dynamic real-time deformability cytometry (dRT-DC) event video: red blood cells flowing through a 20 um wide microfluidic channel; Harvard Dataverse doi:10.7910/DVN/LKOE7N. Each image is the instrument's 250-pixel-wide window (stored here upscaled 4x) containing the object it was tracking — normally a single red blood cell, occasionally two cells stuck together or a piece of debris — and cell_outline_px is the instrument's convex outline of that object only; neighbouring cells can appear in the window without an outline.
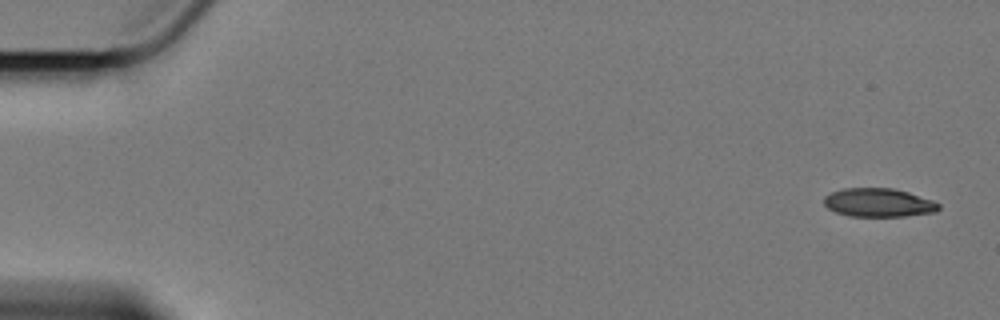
{"species": "Egyptian fruit bat (a non-hibernating species)", "species_latin": "Rousettus aegyptiacus", "temperature_condition": "cold", "stored_images_in_passage": 58, "camera_frame_rate_fps": 3000, "um_per_image_px": 0.085, "animal": {"sex": "female"}, "frame": {"image": 1, "passage_image": 1, "time_ms": 0.0, "image_size_px": [1000, 320], "cell_outline_px": [[940, 208], [936, 212], [904, 216], [848, 216], [836, 212], [828, 208], [824, 204], [824, 196], [832, 192], [844, 188], [892, 188], [908, 192], [932, 200], [940, 204]], "centroid_in_image_um": [74.68, 17.22], "position_along_channel_um": 10.3, "area_um2": 19.07}}
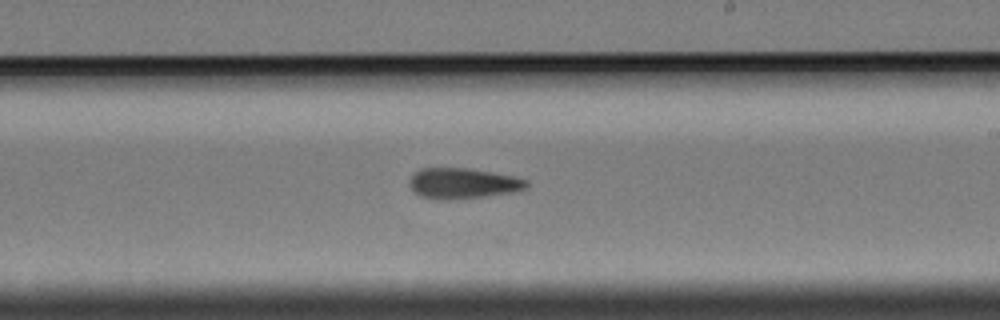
{"frame": {"image": 2, "passage_image": 34, "time_ms": 11.0, "image_size_px": [1000, 320], "cell_outline_px": [[528, 184], [524, 188], [512, 192], [484, 196], [448, 200], [440, 200], [420, 196], [408, 184], [408, 180], [420, 168], [468, 168], [512, 176], [528, 180]], "centroid_in_image_um": [39.3, 15.58], "position_along_channel_um": 249.7, "area_um2": 20.63}}
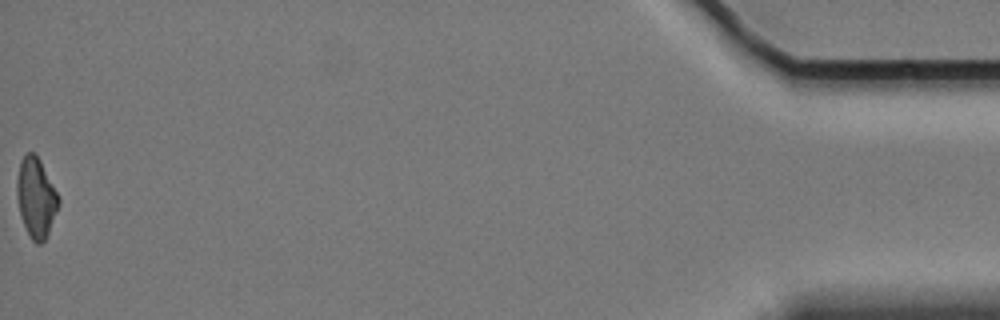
{"frame": {"image": 3, "passage_image": 58, "time_ms": 19.0, "image_size_px": [1000, 320], "cell_outline_px": [[60, 204], [48, 232], [44, 240], [40, 244], [36, 244], [32, 240], [20, 216], [16, 196], [16, 184], [20, 160], [28, 152], [32, 152], [40, 160], [60, 196]], "centroid_in_image_um": [3.06, 16.79], "position_along_channel_um": 432.1, "area_um2": 19.36}, "authors_computed_cell_mechanics": {"area_um2": 20.4901, "velocity_mm_per_s": 3.4183, "shape_relaxation_time_tau1_ms": 7.474, "shape_relaxation_time_tau2_ms": 6.1838, "deformation_change_tau1": 0.1731, "deformation_change_tau2": 0.1534}}